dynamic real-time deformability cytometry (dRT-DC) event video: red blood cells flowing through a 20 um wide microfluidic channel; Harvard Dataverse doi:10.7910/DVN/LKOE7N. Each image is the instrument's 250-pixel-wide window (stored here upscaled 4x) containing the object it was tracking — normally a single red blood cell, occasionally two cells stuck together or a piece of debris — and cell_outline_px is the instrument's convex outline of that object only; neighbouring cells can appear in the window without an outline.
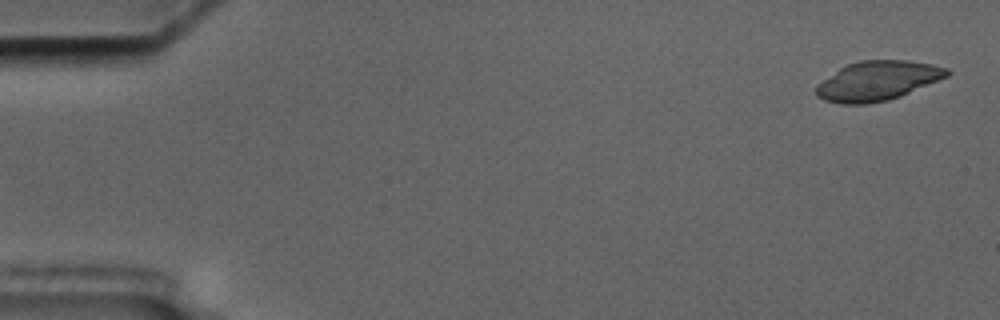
{"species": "common noctule bat (a hibernating species)", "species_latin": "Nyctalus noctula", "temperature_condition": "cold", "stored_images_in_passage": 6, "segment_of_instrument_passage": [1, 2], "camera_frame_rate_fps": 3000, "um_per_image_px": 0.085, "animal": {"sex": "male", "body_mass_g": 17.5, "forearm_length_mm": 52.3}, "frame": {"image": 1, "passage_image": 1, "time_ms": 0.0, "image_size_px": [1000, 320], "cell_outline_px": [[952, 72], [948, 76], [900, 96], [888, 100], [868, 104], [840, 104], [824, 100], [816, 96], [816, 84], [840, 68], [848, 64], [860, 60], [908, 60], [932, 64], [948, 68]], "centroid_in_image_um": [74.59, 6.87], "position_along_channel_um": 10.4, "area_um2": 30.11}}